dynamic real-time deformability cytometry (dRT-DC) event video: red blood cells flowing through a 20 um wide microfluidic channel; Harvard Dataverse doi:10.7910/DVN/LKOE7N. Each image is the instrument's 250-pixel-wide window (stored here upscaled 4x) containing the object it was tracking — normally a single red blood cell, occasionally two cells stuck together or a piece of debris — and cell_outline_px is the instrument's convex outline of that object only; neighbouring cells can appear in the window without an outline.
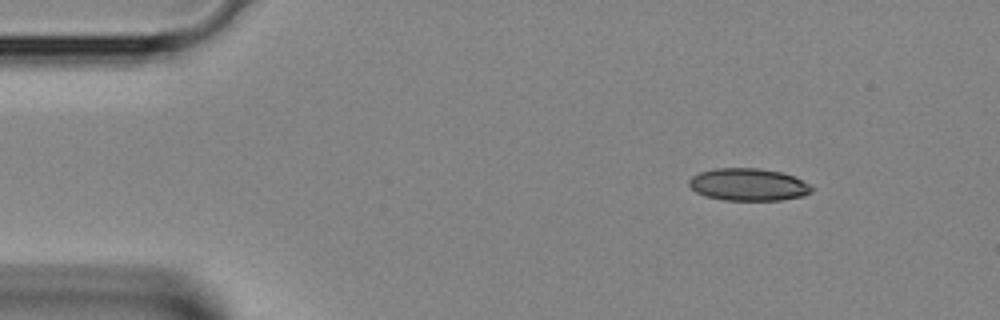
{"species": "Egyptian fruit bat (a non-hibernating species)", "species_latin": "Rousettus aegyptiacus", "temperature_condition": "room temperature", "stored_images_in_passage": 3, "segment_of_instrument_passage": [2, 2], "camera_frame_rate_fps": 3000, "um_per_image_px": 0.085, "animal": {"sex": "female"}, "frame": {"image": 1, "passage_image": 3, "time_ms": 0.667, "image_size_px": [1000, 320], "cell_outline_px": [[812, 192], [804, 196], [780, 200], [724, 200], [708, 196], [696, 192], [688, 184], [688, 180], [692, 176], [700, 172], [716, 168], [760, 168], [780, 172], [792, 176], [812, 184]], "centroid_in_image_um": [63.63, 15.69], "position_along_channel_um": 21.4, "area_um2": 23.12}}